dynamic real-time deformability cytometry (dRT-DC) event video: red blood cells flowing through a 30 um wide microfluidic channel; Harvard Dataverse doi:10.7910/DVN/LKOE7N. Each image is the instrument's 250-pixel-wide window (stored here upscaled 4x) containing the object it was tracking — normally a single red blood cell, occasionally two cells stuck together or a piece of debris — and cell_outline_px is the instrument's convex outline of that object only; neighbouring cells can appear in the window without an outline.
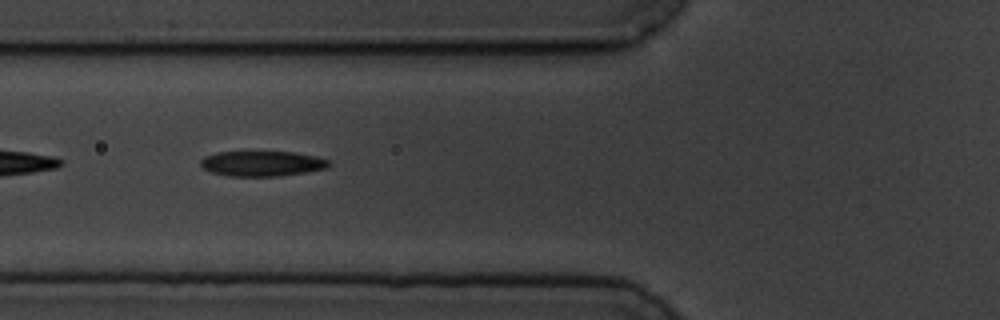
{"species": "common noctule bat (a hibernating species)", "species_latin": "Nyctalus noctula", "temperature_condition": "cold", "stored_images_in_passage": 6, "camera_frame_rate_fps": 3000, "um_per_image_px": 0.085, "animal": {"sex": "male", "body_mass_g": 19.5, "forearm_length_mm": 54.6}, "frame": {"image": 1, "passage_image": 5, "time_ms": 5.667, "image_size_px": [1000, 320], "cell_outline_px": [[332, 164], [328, 168], [308, 172], [276, 176], [228, 176], [212, 172], [204, 168], [200, 164], [200, 160], [204, 156], [216, 152], [292, 152], [316, 156], [328, 160]], "centroid_in_image_um": [22.29, 13.9], "position_along_channel_um": 103.5, "area_um2": 18.9}}
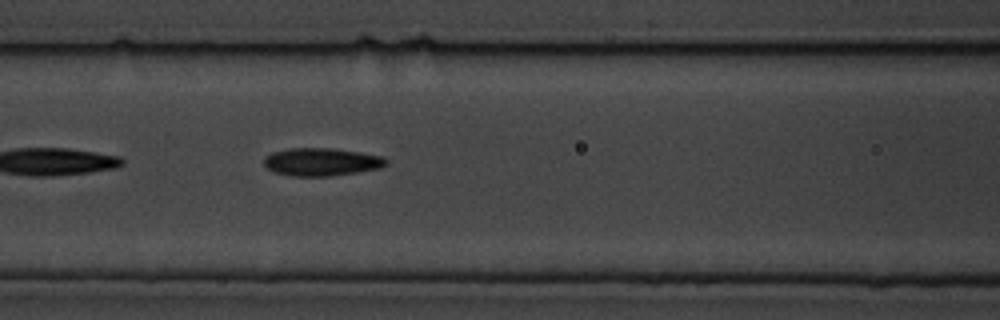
{"frame": {"image": 2, "passage_image": 6, "time_ms": 6.667, "image_size_px": [1000, 320], "cell_outline_px": [[388, 164], [380, 168], [356, 172], [328, 176], [288, 176], [276, 172], [268, 168], [264, 164], [264, 156], [272, 152], [292, 148], [332, 148], [360, 152], [384, 156], [388, 160]], "centroid_in_image_um": [27.34, 13.75], "position_along_channel_um": 139.3, "area_um2": 19.88}}